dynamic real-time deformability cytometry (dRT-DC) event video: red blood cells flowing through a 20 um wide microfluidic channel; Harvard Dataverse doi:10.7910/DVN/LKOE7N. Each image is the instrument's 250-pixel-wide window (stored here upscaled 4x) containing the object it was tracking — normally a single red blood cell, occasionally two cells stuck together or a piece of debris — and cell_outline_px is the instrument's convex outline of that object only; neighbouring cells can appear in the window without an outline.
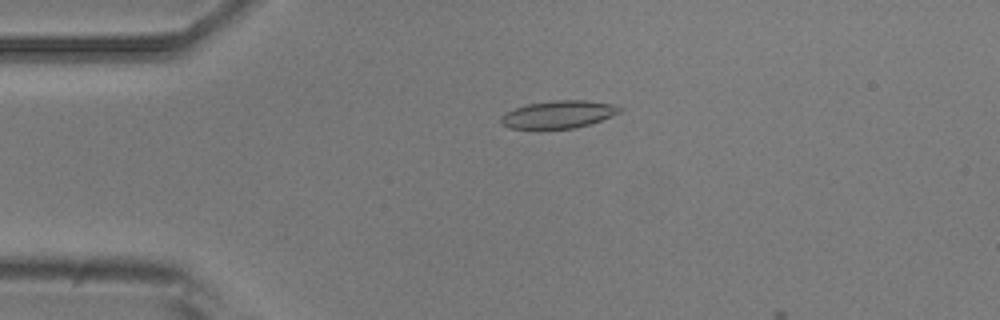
{"species": "common noctule bat (a hibernating species)", "species_latin": "Nyctalus noctula", "temperature_condition": "room temperature", "stored_images_in_passage": 5, "camera_frame_rate_fps": 3000, "um_per_image_px": 0.085, "animal": {"sex": "male", "body_mass_g": 20.5, "forearm_length_mm": 52.5}, "frame": {"image": 1, "passage_image": 4, "time_ms": 3.667, "image_size_px": [1000, 320], "cell_outline_px": [[624, 108], [620, 112], [600, 120], [588, 124], [572, 128], [508, 128], [500, 124], [500, 116], [504, 112], [528, 104], [552, 100], [584, 100], [612, 104]], "centroid_in_image_um": [47.42, 9.71], "position_along_channel_um": 37.6, "area_um2": 18.9}}